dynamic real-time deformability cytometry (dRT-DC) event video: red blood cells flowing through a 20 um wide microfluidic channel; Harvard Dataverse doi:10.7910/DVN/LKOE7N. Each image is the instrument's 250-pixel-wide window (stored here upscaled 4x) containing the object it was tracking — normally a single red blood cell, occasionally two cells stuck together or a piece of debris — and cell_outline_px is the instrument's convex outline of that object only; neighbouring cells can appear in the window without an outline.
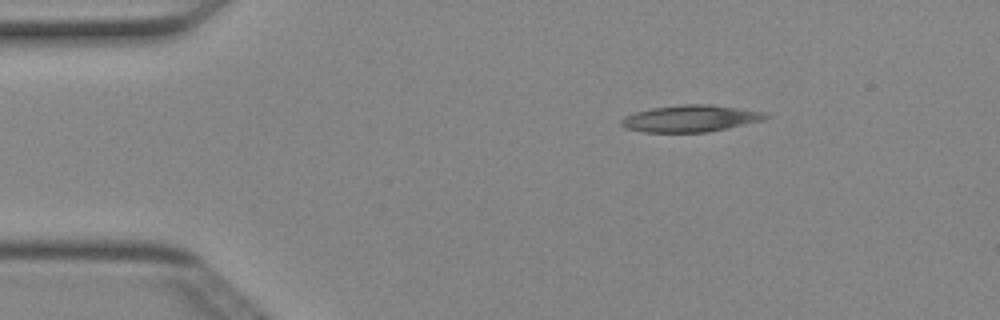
{"species": "Egyptian fruit bat (a non-hibernating species)", "species_latin": "Rousettus aegyptiacus", "temperature_condition": "cold", "stored_images_in_passage": 43, "camera_frame_rate_fps": 3000, "um_per_image_px": 0.085, "animal": {"sex": "female"}, "frame": {"image": 1, "passage_image": 1, "time_ms": 0.0, "image_size_px": [1000, 320], "cell_outline_px": [[772, 116], [764, 120], [708, 132], [644, 132], [624, 128], [620, 124], [620, 120], [624, 116], [636, 112], [652, 108], [680, 104], [712, 104], [768, 112]], "centroid_in_image_um": [58.73, 10.06], "position_along_channel_um": 26.3, "area_um2": 22.77}}
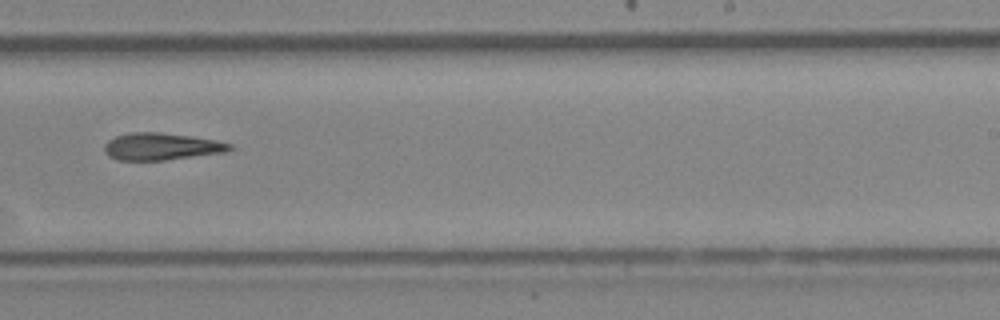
{"frame": {"image": 2, "passage_image": 24, "time_ms": 7.667, "image_size_px": [1000, 320], "cell_outline_px": [[236, 148], [228, 152], [164, 160], [116, 160], [108, 156], [104, 152], [104, 144], [108, 140], [116, 136], [132, 132], [160, 132], [216, 140], [232, 144]], "centroid_in_image_um": [13.73, 12.46], "position_along_channel_um": 275.3, "area_um2": 19.94}}
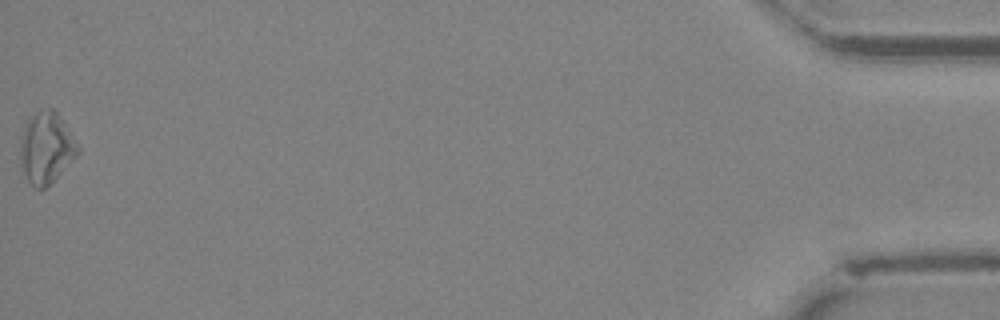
{"frame": {"image": 3, "passage_image": 43, "time_ms": 14.0, "image_size_px": [1000, 320], "cell_outline_px": [[80, 152], [44, 188], [36, 188], [20, 172], [20, 140], [24, 128], [28, 120], [40, 108], [52, 108], [60, 116], [68, 128], [80, 148]], "centroid_in_image_um": [3.9, 12.54], "position_along_channel_um": 431.3, "area_um2": 23.7}}